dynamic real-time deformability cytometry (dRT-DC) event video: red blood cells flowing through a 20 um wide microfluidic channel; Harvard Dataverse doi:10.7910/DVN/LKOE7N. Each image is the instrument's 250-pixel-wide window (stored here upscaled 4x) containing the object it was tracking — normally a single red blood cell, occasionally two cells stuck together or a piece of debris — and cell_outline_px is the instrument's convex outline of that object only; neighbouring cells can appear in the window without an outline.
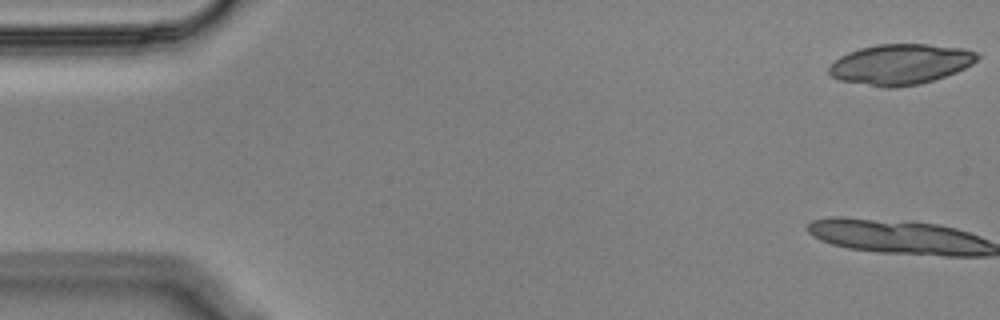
{"species": "Egyptian fruit bat (a non-hibernating species)", "species_latin": "Rousettus aegyptiacus", "temperature_condition": "cold", "stored_images_in_passage": 14, "camera_frame_rate_fps": 3000, "um_per_image_px": 0.085, "animal": {"sex": "male"}, "frame": {"image": 1, "passage_image": 1, "time_ms": 0.0, "image_size_px": [1000, 320], "cell_outline_px": [[980, 56], [972, 64], [956, 72], [920, 84], [896, 88], [884, 88], [840, 80], [832, 76], [828, 72], [828, 68], [840, 56], [848, 52], [860, 48], [876, 44], [928, 44], [964, 48], [976, 52]], "centroid_in_image_um": [76.53, 5.46], "position_along_channel_um": 8.5, "area_um2": 34.97}}